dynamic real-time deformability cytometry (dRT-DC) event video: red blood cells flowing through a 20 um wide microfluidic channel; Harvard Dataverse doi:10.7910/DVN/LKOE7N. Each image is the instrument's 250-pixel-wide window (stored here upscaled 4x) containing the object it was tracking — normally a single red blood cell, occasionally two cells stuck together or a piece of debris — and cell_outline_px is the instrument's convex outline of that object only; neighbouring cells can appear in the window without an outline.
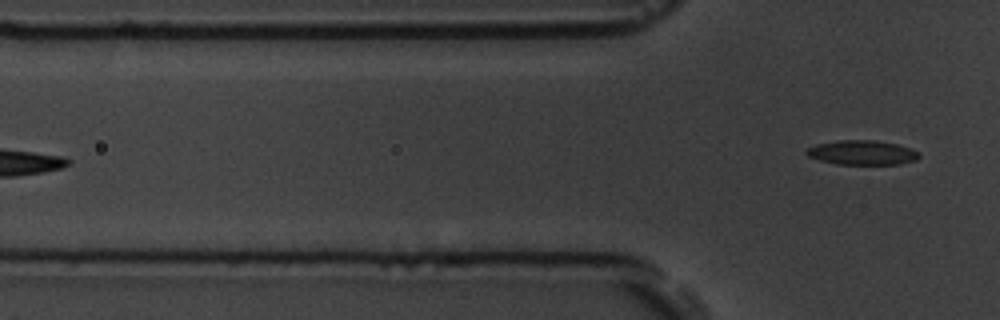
{"species": "common noctule bat (a hibernating species)", "species_latin": "Nyctalus noctula", "temperature_condition": "room temperature", "stored_images_in_passage": 2, "camera_frame_rate_fps": 3000, "um_per_image_px": 0.085, "animal": {"sex": "male", "body_mass_g": 19.5, "forearm_length_mm": 54.6}, "frame": {"image": 1, "passage_image": 2, "time_ms": 1.333, "image_size_px": [1000, 320], "cell_outline_px": [[920, 156], [916, 160], [900, 164], [836, 164], [820, 160], [808, 156], [804, 152], [808, 148], [816, 144], [836, 140], [876, 140], [896, 144], [920, 152]], "centroid_in_image_um": [73.27, 12.97], "position_along_channel_um": 52.5, "area_um2": 16.07}}